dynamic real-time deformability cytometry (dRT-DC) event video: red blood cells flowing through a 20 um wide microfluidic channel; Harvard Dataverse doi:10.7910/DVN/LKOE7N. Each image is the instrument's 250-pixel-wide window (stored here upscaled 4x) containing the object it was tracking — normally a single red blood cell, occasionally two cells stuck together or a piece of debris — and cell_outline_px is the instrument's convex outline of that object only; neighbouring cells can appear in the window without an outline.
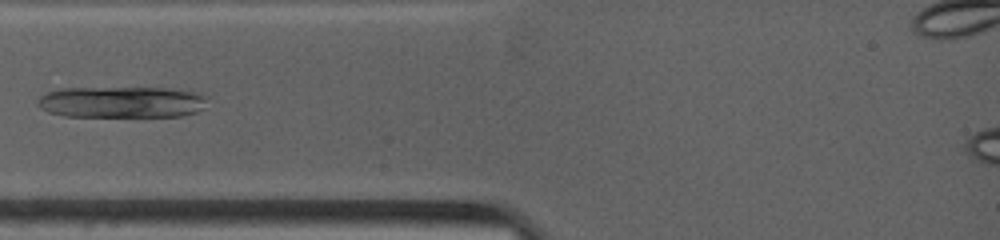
{"species": "common noctule bat (a hibernating species)", "species_latin": "Nyctalus noctula", "temperature_condition": "warm", "stored_images_in_passage": 20, "camera_frame_rate_fps": 4500, "um_per_image_px": 0.085, "animal": {"sex": "female", "body_mass_g": 19.0, "forearm_length_mm": 53.3}, "frame": {"image": 1, "passage_image": 1, "time_ms": 0.0, "image_size_px": [1000, 240], "cell_outline_px": [[208, 96], [204, 108], [196, 112], [180, 116], [64, 116], [48, 112], [40, 108], [36, 104], [36, 100], [40, 96], [56, 88], [180, 88], [196, 92]], "centroid_in_image_um": [10.35, 8.66], "position_along_channel_um": 74.7, "area_um2": 31.44}}
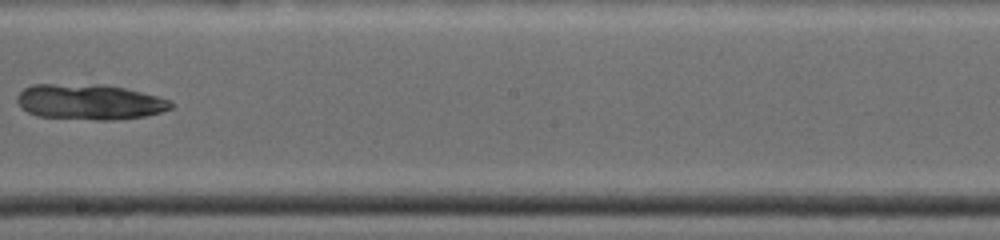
{"frame": {"image": 2, "passage_image": 8, "time_ms": 4.222, "image_size_px": [1000, 240], "cell_outline_px": [[172, 108], [160, 112], [144, 116], [112, 120], [96, 120], [36, 116], [28, 112], [16, 100], [16, 96], [24, 88], [32, 84], [100, 84], [124, 88], [160, 96], [172, 100]], "centroid_in_image_um": [7.62, 8.65], "position_along_channel_um": 240.6, "area_um2": 31.91}}
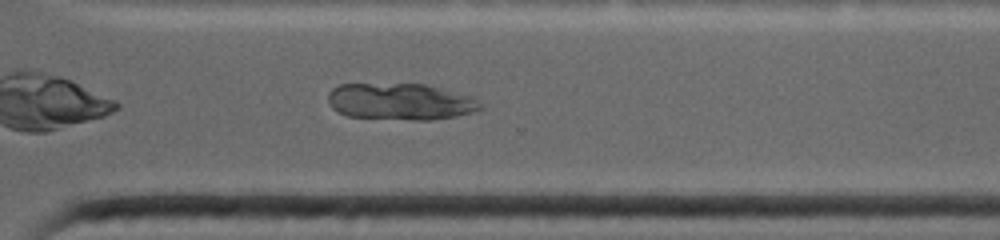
{"frame": {"image": 3, "passage_image": 12, "time_ms": 6.667, "image_size_px": [1000, 240], "cell_outline_px": [[484, 108], [472, 112], [456, 116], [432, 120], [408, 120], [348, 116], [336, 112], [332, 108], [328, 100], [328, 92], [332, 88], [340, 84], [424, 84], [476, 96], [484, 104]], "centroid_in_image_um": [34.09, 8.64], "position_along_channel_um": 336.5, "area_um2": 33.06}}